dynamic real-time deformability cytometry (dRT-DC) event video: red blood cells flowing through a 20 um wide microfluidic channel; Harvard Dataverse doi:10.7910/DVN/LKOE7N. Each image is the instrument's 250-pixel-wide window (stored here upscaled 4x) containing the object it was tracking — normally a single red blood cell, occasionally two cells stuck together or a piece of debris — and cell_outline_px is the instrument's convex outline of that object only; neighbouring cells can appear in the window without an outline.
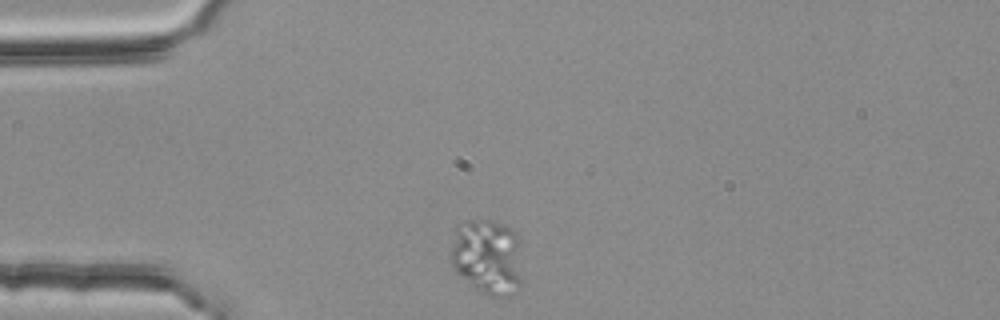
{"species": "common noctule bat (a hibernating species)", "species_latin": "Nyctalus noctula", "temperature_condition": "room temperature", "stored_images_in_passage": 36, "camera_frame_rate_fps": 3000, "um_per_image_px": 0.085, "animal": {"sex": "female", "body_mass_g": 25.1}, "frame": {"image": 1, "passage_image": 1, "time_ms": 0.0, "image_size_px": [1000, 320], "cell_outline_px": [[520, 284], [516, 292], [512, 296], [488, 296], [480, 292], [456, 272], [452, 264], [452, 248], [456, 228], [468, 220], [492, 220], [512, 228], [516, 232], [520, 240]], "centroid_in_image_um": [41.47, 21.83], "position_along_channel_um": 43.5, "area_um2": 31.5}}
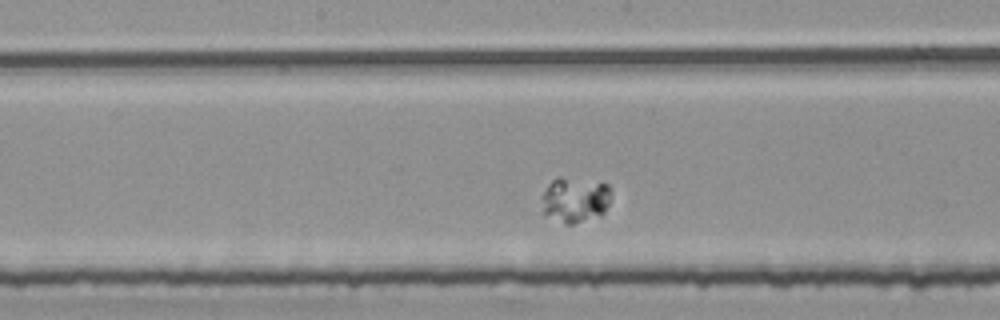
{"frame": {"image": 2, "passage_image": 16, "time_ms": 5.0, "image_size_px": [1000, 320], "cell_outline_px": [[608, 204], [604, 212], [600, 216], [572, 224], [564, 224], [544, 212], [540, 196], [548, 184], [556, 176], [560, 176], [608, 184]], "centroid_in_image_um": [48.83, 16.97], "position_along_channel_um": 199.4, "area_um2": 18.15}}
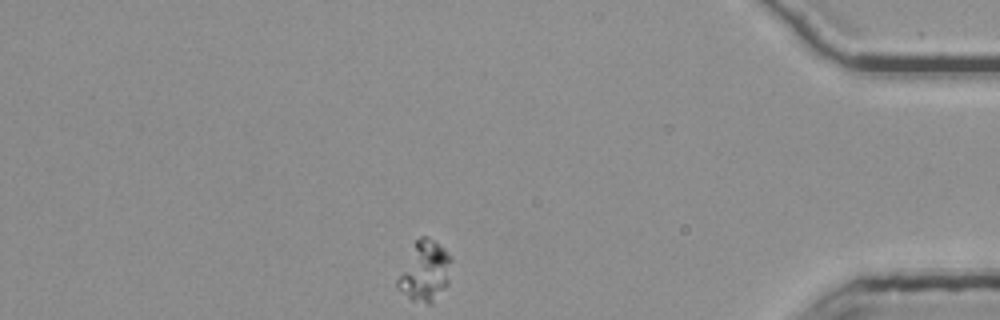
{"frame": {"image": 3, "passage_image": 36, "time_ms": 11.667, "image_size_px": [1000, 320], "cell_outline_px": [[452, 260], [448, 284], [432, 304], [428, 304], [412, 300], [396, 288], [396, 280], [416, 240], [420, 236], [424, 236], [432, 240], [444, 248], [452, 256]], "centroid_in_image_um": [36.13, 23.08], "position_along_channel_um": 399.1, "area_um2": 18.79}}